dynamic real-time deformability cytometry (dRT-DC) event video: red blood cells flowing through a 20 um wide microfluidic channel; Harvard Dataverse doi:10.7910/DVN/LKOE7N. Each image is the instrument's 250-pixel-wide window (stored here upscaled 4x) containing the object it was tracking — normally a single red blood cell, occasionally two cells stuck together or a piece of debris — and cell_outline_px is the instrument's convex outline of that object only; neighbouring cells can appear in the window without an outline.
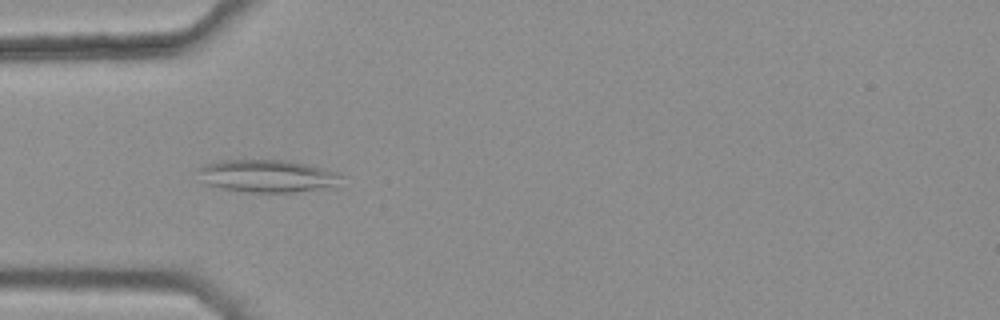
{"species": "common noctule bat (a hibernating species)", "species_latin": "Nyctalus noctula", "temperature_condition": "warm", "stored_images_in_passage": 42, "camera_frame_rate_fps": 3000, "um_per_image_px": 0.085, "animal": {"sex": "female", "body_mass_g": 25.1}, "frame": {"image": 1, "passage_image": 15, "time_ms": 4.667, "image_size_px": [1000, 320], "cell_outline_px": [[344, 176], [336, 188], [292, 192], [244, 192], [220, 188], [204, 184], [200, 168], [204, 164], [224, 160], [292, 160], [340, 172]], "centroid_in_image_um": [22.85, 14.97], "position_along_channel_um": 62.2, "area_um2": 27.63}}
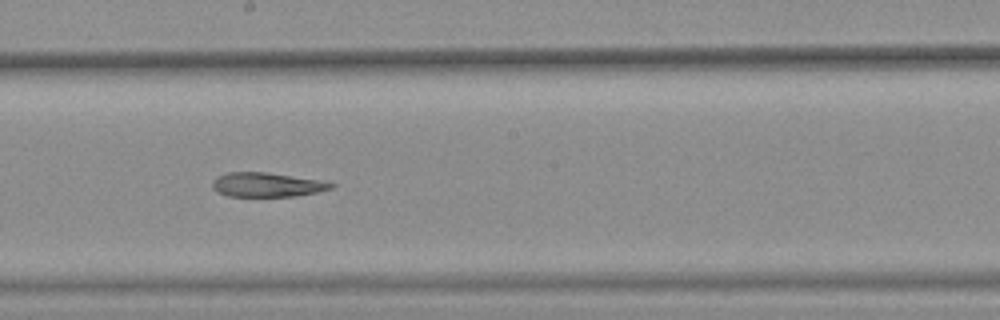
{"frame": {"image": 2, "passage_image": 28, "time_ms": 9.0, "image_size_px": [1000, 320], "cell_outline_px": [[336, 184], [332, 188], [316, 192], [296, 196], [228, 196], [216, 192], [212, 188], [212, 180], [216, 176], [228, 172], [264, 172], [320, 180]], "centroid_in_image_um": [22.63, 15.7], "position_along_channel_um": 225.6, "area_um2": 16.76}}
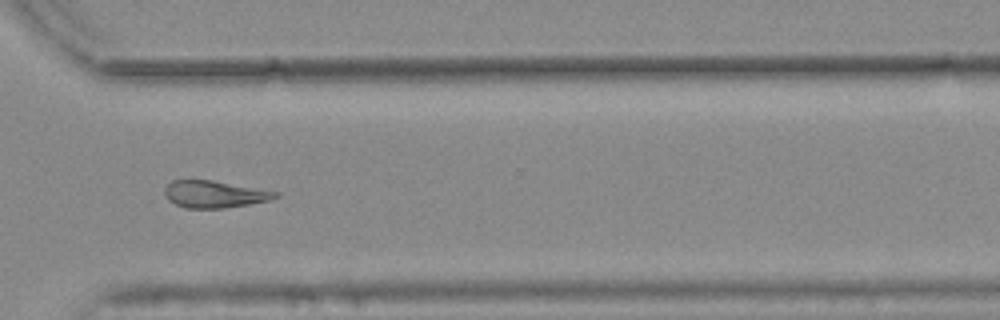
{"frame": {"image": 3, "passage_image": 38, "time_ms": 12.333, "image_size_px": [1000, 320], "cell_outline_px": [[280, 196], [268, 200], [248, 204], [224, 208], [184, 208], [168, 200], [164, 192], [164, 188], [172, 180], [212, 180], [280, 192]], "centroid_in_image_um": [18.22, 16.5], "position_along_channel_um": 352.4, "area_um2": 17.4}, "authors_computed_cell_mechanics": {"area_um2": 18.9006, "velocity_mm_per_s": 3.7957, "shape_relaxation_time_tau1_ms": null, "shape_relaxation_time_tau2_ms": 10.7299, "deformation_change_tau1": null, "deformation_change_tau2": 0.2097}}